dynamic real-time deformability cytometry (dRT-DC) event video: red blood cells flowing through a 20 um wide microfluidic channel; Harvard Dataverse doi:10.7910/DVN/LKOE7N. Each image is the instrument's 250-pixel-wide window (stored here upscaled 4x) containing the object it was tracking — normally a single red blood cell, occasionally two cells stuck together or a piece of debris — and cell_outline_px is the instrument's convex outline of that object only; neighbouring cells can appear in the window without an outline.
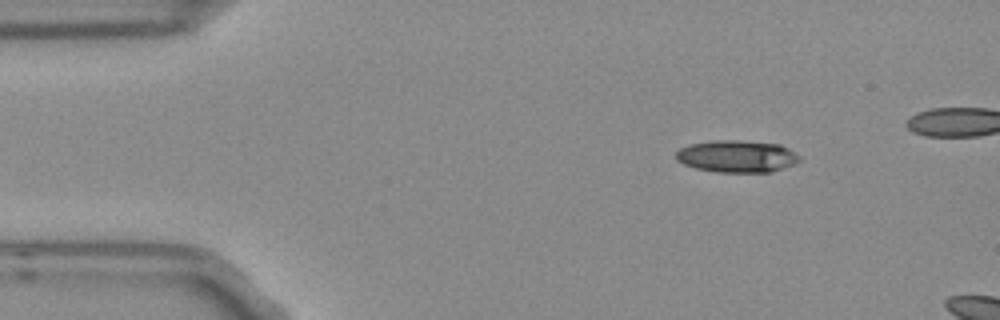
{"species": "Egyptian fruit bat (a non-hibernating species)", "species_latin": "Rousettus aegyptiacus", "temperature_condition": "room temperature", "stored_images_in_passage": 3, "camera_frame_rate_fps": 3000, "um_per_image_px": 0.085, "frame": {"image": 1, "passage_image": 1, "time_ms": 0.0, "image_size_px": [1000, 320], "cell_outline_px": [[800, 160], [792, 164], [772, 172], [716, 172], [696, 168], [684, 164], [676, 160], [676, 152], [680, 148], [692, 144], [716, 140], [736, 140], [780, 144], [788, 148], [800, 156]], "centroid_in_image_um": [62.63, 13.29], "position_along_channel_um": 22.4, "area_um2": 22.95}}